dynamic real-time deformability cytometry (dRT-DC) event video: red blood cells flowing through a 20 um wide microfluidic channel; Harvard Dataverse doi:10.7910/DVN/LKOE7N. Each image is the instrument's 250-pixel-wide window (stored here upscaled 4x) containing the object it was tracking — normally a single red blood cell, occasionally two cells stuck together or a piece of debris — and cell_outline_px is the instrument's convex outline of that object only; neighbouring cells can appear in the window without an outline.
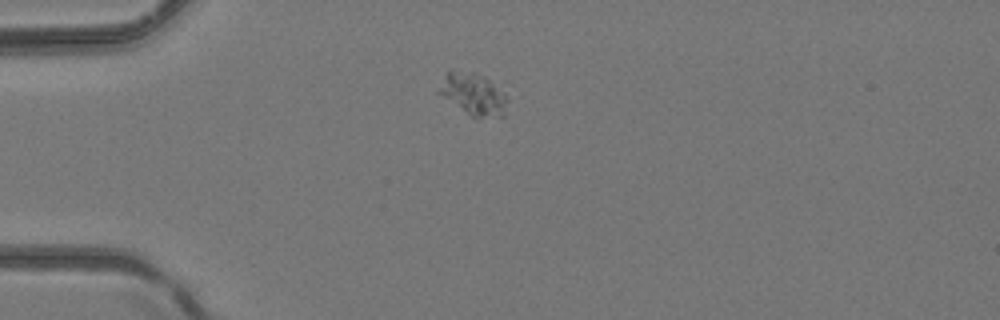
{"species": "common noctule bat (a hibernating species)", "species_latin": "Nyctalus noctula", "temperature_condition": "room temperature", "stored_images_in_passage": 4, "camera_frame_rate_fps": 3000, "um_per_image_px": 0.085, "animal": {"sex": "female", "body_mass_g": 24.6, "forearm_length_mm": 56.2}, "frame": {"image": 1, "passage_image": 1, "time_ms": 0.0, "image_size_px": [1000, 320], "cell_outline_px": [[508, 100], [504, 116], [476, 120], [436, 92], [436, 88], [444, 76], [448, 72], [476, 72], [484, 76], [504, 92], [508, 96]], "centroid_in_image_um": [40.25, 8.05], "position_along_channel_um": 44.7, "area_um2": 17.05}}
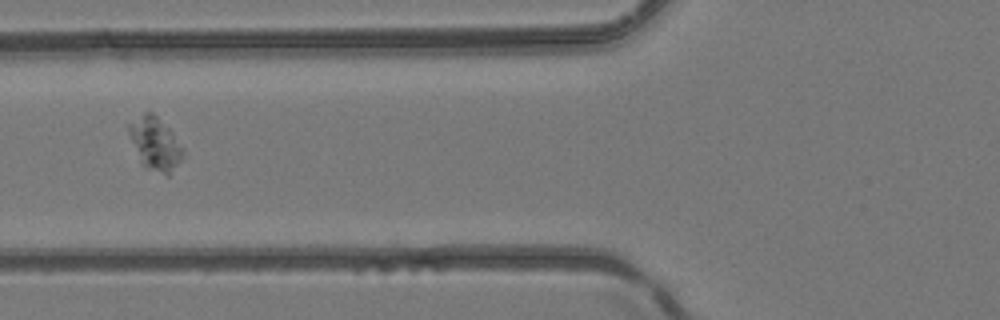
{"frame": {"image": 2, "passage_image": 3, "time_ms": 0.667, "image_size_px": [1000, 320], "cell_outline_px": [[184, 152], [180, 160], [168, 176], [144, 168], [124, 124], [144, 112], [152, 112], [172, 132], [184, 148]], "centroid_in_image_um": [13.15, 12.19], "position_along_channel_um": 112.7, "area_um2": 16.7}}
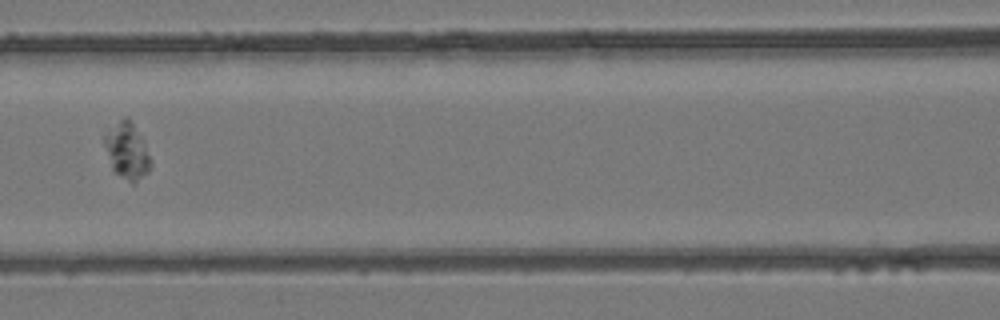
{"frame": {"image": 3, "passage_image": 4, "time_ms": 1.0, "image_size_px": [1000, 320], "cell_outline_px": [[152, 168], [148, 172], [132, 184], [116, 172], [112, 168], [104, 144], [104, 136], [124, 116], [128, 116], [144, 140], [152, 160]], "centroid_in_image_um": [10.85, 12.83], "position_along_channel_um": 155.8, "area_um2": 14.97}}